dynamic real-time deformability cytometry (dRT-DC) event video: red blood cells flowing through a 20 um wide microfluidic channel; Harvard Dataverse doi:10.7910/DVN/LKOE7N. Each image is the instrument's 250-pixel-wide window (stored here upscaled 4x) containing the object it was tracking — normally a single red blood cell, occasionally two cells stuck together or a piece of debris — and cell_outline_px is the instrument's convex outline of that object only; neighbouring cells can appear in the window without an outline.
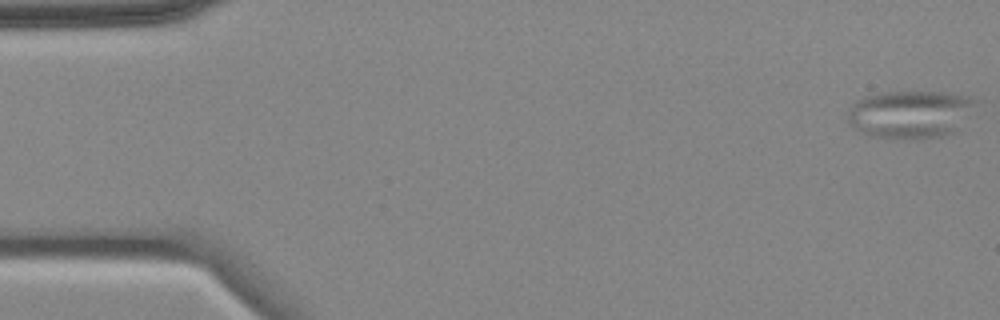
{"species": "common noctule bat (a hibernating species)", "species_latin": "Nyctalus noctula", "temperature_condition": "cold", "stored_images_in_passage": 2, "camera_frame_rate_fps": 3000, "um_per_image_px": 0.085, "animal": {"sex": "female", "body_mass_g": 18.4}, "frame": {"image": 1, "passage_image": 2, "time_ms": 1.333, "image_size_px": [1000, 320], "cell_outline_px": [[984, 100], [960, 132], [944, 136], [924, 140], [888, 140], [868, 136], [860, 132], [848, 124], [848, 108], [856, 100], [864, 96], [880, 92], [952, 92], [972, 96]], "centroid_in_image_um": [77.52, 9.74], "position_along_channel_um": 7.5, "area_um2": 38.26}}